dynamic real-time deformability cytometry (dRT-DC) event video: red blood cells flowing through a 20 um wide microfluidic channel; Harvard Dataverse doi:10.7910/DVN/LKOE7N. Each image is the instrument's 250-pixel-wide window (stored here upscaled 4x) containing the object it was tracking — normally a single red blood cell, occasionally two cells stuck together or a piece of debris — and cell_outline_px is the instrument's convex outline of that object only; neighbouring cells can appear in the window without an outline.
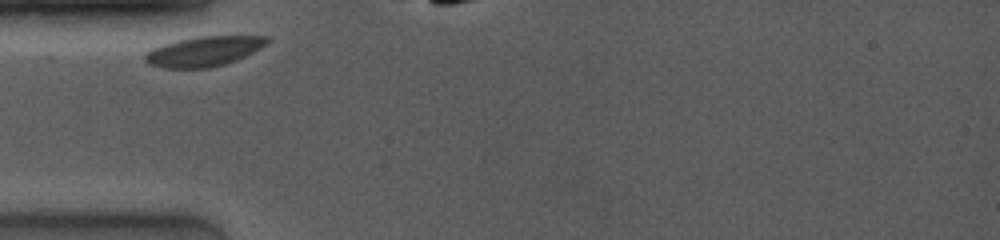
{"species": "common noctule bat (a hibernating species)", "species_latin": "Nyctalus noctula", "temperature_condition": "room temperature", "stored_images_in_passage": 4, "camera_frame_rate_fps": 4000, "um_per_image_px": 0.085, "animal": {"sex": "female", "body_mass_g": 19.0, "forearm_length_mm": 53.3}, "frame": {"image": 1, "passage_image": 1, "time_ms": 0.0, "image_size_px": [1000, 240], "cell_outline_px": [[272, 40], [268, 44], [236, 60], [224, 64], [208, 68], [164, 68], [148, 64], [144, 60], [144, 56], [152, 48], [176, 40], [196, 36], [268, 36]], "centroid_in_image_um": [17.33, 4.35], "position_along_channel_um": 67.7, "area_um2": 21.33}}